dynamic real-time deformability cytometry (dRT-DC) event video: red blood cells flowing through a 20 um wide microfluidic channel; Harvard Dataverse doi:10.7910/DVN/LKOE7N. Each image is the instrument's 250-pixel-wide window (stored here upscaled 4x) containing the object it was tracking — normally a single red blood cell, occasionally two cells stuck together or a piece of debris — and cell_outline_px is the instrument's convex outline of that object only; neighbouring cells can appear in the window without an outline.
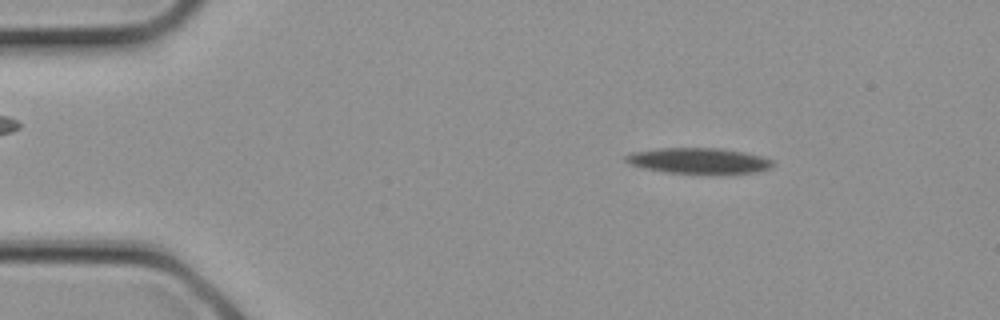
{"species": "common noctule bat (a hibernating species)", "species_latin": "Nyctalus noctula", "temperature_condition": "cold", "stored_images_in_passage": 10, "camera_frame_rate_fps": 3000, "um_per_image_px": 0.085, "animal": {"sex": "female", "body_mass_g": 21.9}, "frame": {"image": 1, "passage_image": 4, "time_ms": 1.0, "image_size_px": [1000, 320], "cell_outline_px": [[776, 164], [772, 168], [756, 172], [668, 172], [644, 168], [628, 164], [624, 160], [624, 156], [632, 152], [660, 148], [720, 148], [744, 152], [764, 156], [772, 160]], "centroid_in_image_um": [59.4, 13.64], "position_along_channel_um": 25.6, "area_um2": 21.68}}
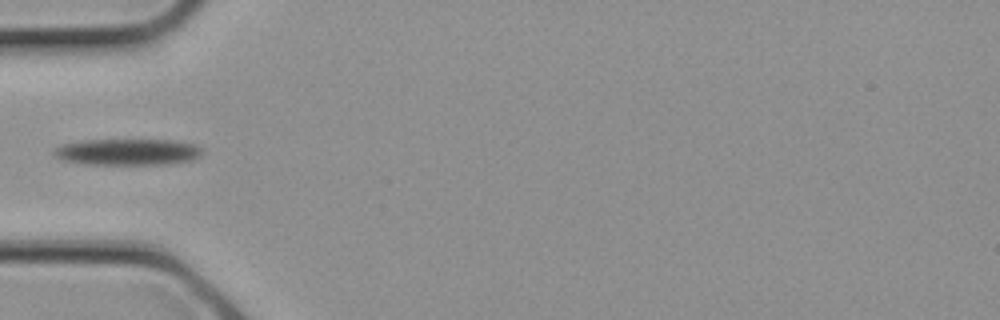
{"frame": {"image": 2, "passage_image": 9, "time_ms": 2.667, "image_size_px": [1000, 320], "cell_outline_px": [[204, 152], [200, 156], [192, 160], [172, 164], [84, 164], [60, 160], [52, 156], [52, 148], [64, 144], [84, 140], [176, 140], [196, 144], [204, 148]], "centroid_in_image_um": [10.86, 12.92], "position_along_channel_um": 74.1, "area_um2": 23.29}}